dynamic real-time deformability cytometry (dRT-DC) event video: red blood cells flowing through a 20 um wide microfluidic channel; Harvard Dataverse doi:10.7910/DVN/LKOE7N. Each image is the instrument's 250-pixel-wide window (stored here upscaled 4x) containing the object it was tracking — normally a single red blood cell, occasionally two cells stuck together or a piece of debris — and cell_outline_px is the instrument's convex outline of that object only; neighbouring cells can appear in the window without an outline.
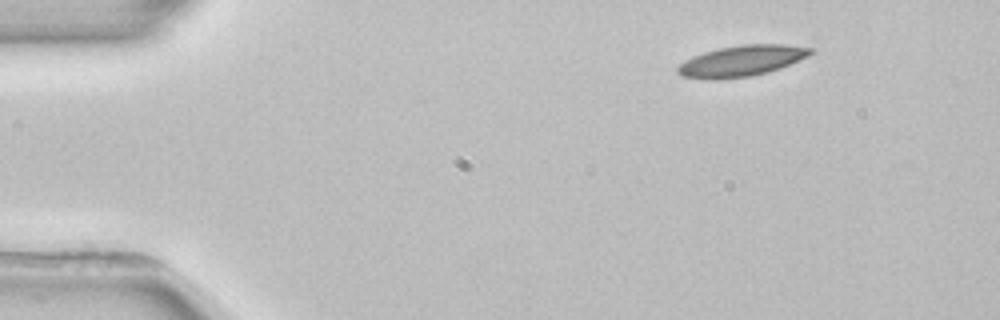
{"species": "common noctule bat (a hibernating species)", "species_latin": "Nyctalus noctula", "temperature_condition": "room temperature", "stored_images_in_passage": 3, "camera_frame_rate_fps": 3000, "um_per_image_px": 0.085, "animal": {"sex": "female", "body_mass_g": 22.7, "forearm_length_mm": 54.2}, "frame": {"image": 1, "passage_image": 1, "time_ms": 0.0, "image_size_px": [1000, 320], "cell_outline_px": [[812, 52], [808, 56], [780, 68], [768, 72], [752, 76], [716, 80], [704, 80], [684, 76], [676, 72], [676, 68], [684, 60], [692, 56], [704, 52], [720, 48], [740, 44], [784, 44], [812, 48]], "centroid_in_image_um": [62.99, 5.18], "position_along_channel_um": 22.0, "area_um2": 24.04}}